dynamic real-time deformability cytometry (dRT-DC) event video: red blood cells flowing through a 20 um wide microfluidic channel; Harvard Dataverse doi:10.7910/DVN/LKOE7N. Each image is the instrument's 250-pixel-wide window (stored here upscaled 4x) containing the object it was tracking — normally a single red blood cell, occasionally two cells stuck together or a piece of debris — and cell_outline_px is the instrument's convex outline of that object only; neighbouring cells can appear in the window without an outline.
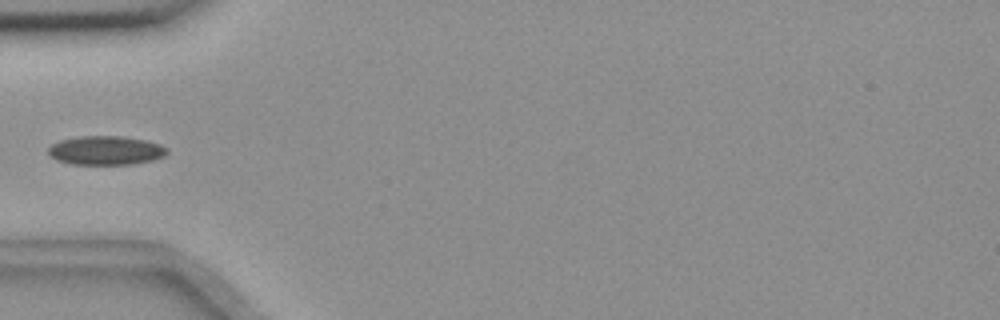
{"species": "common noctule bat (a hibernating species)", "species_latin": "Nyctalus noctula", "temperature_condition": "room temperature", "stored_images_in_passage": 6, "camera_frame_rate_fps": 3000, "um_per_image_px": 0.085, "animal": {"sex": "female", "body_mass_g": 18.4}, "frame": {"image": 1, "passage_image": 5, "time_ms": 5.667, "image_size_px": [1000, 320], "cell_outline_px": [[168, 152], [164, 156], [152, 160], [132, 164], [72, 164], [56, 160], [48, 152], [48, 148], [52, 144], [60, 140], [84, 136], [120, 136], [144, 140], [160, 144], [168, 148]], "centroid_in_image_um": [9.0, 12.79], "position_along_channel_um": 76.0, "area_um2": 19.88}}